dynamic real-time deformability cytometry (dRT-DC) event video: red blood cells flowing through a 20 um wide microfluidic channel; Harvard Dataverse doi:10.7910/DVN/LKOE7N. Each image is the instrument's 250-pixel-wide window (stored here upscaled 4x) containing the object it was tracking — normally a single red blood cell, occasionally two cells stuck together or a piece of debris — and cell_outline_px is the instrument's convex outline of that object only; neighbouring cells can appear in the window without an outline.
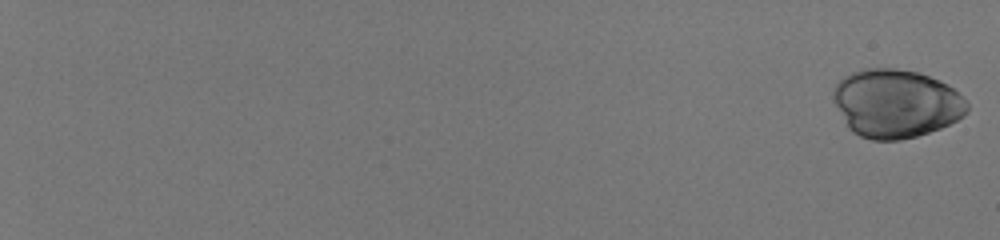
{"species": "human", "species_latin": "Homo sapiens", "temperature_condition": "room temperature", "stored_images_in_passage": 58, "camera_frame_rate_fps": 3000, "um_per_image_px": 0.085, "donor": {"sex": "male"}, "frame": {"image": 1, "passage_image": 1, "time_ms": 0.0, "image_size_px": [1000, 240], "cell_outline_px": [[968, 112], [964, 116], [940, 128], [916, 136], [900, 140], [872, 140], [860, 136], [852, 132], [848, 128], [832, 100], [832, 92], [836, 84], [844, 76], [852, 72], [864, 68], [896, 68], [916, 72], [940, 80], [948, 84], [968, 104]], "centroid_in_image_um": [76.12, 8.79], "position_along_channel_um": 8.9, "area_um2": 53.41}}
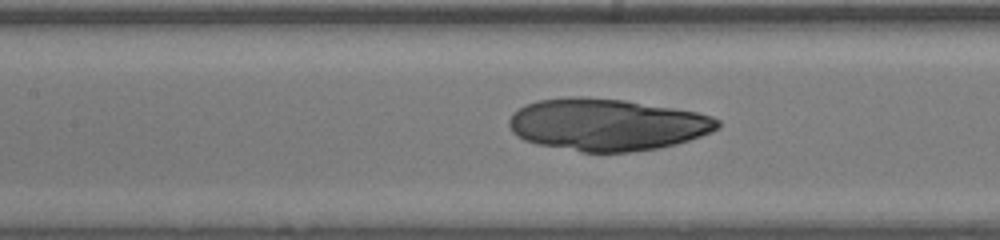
{"frame": {"image": 2, "passage_image": 34, "time_ms": 11.0, "image_size_px": [1000, 240], "cell_outline_px": [[720, 128], [712, 132], [676, 144], [660, 148], [628, 152], [580, 152], [536, 144], [524, 140], [512, 132], [508, 124], [508, 120], [512, 112], [524, 104], [536, 100], [572, 96], [580, 96], [624, 100], [696, 112], [712, 116], [720, 120]], "centroid_in_image_um": [51.55, 10.59], "position_along_channel_um": 155.8, "area_um2": 63.64}}
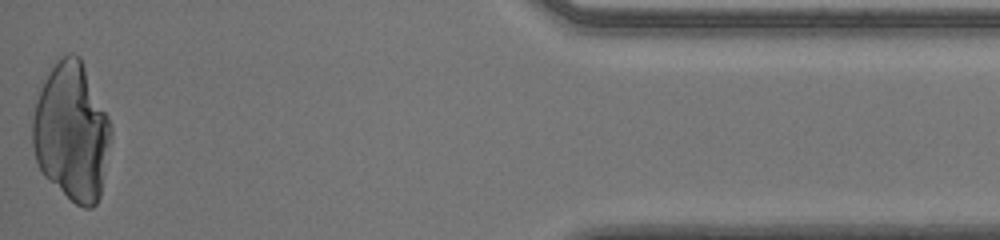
{"frame": {"image": 3, "passage_image": 58, "time_ms": 19.0, "image_size_px": [1000, 240], "cell_outline_px": [[112, 136], [100, 196], [96, 204], [92, 208], [84, 208], [76, 204], [44, 176], [36, 160], [32, 144], [32, 120], [36, 88], [56, 60], [68, 52], [72, 52], [80, 56], [112, 124]], "centroid_in_image_um": [6.07, 11.15], "position_along_channel_um": 429.1, "area_um2": 64.1}}